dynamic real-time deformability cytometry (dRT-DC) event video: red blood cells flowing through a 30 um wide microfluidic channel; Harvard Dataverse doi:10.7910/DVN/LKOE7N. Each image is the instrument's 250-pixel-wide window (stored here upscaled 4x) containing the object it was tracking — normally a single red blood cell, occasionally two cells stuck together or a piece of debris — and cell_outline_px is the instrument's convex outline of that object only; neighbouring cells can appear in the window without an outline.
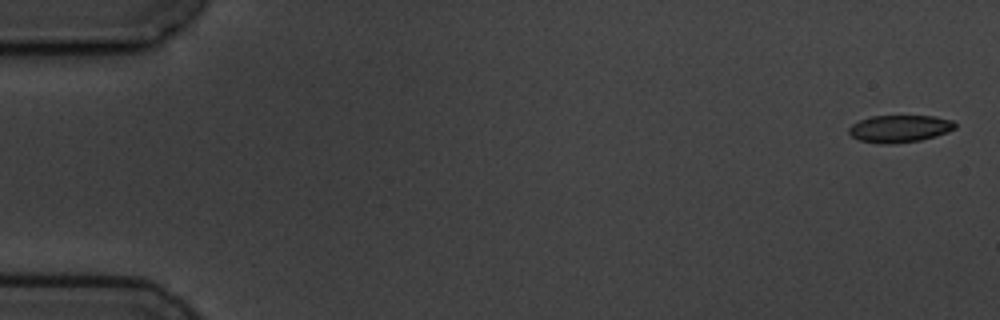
{"species": "common noctule bat (a hibernating species)", "species_latin": "Nyctalus noctula", "temperature_condition": "cold", "stored_images_in_passage": 3, "camera_frame_rate_fps": 3000, "um_per_image_px": 0.085, "animal": {"sex": "male", "body_mass_g": 19.5, "forearm_length_mm": 54.6}, "frame": {"image": 1, "passage_image": 1, "time_ms": 0.0, "image_size_px": [1000, 320], "cell_outline_px": [[956, 128], [948, 132], [936, 136], [920, 140], [884, 144], [860, 140], [852, 136], [848, 132], [848, 128], [852, 124], [860, 120], [872, 116], [936, 116], [952, 120], [956, 124]], "centroid_in_image_um": [76.49, 10.92], "position_along_channel_um": 8.5, "area_um2": 16.76}}